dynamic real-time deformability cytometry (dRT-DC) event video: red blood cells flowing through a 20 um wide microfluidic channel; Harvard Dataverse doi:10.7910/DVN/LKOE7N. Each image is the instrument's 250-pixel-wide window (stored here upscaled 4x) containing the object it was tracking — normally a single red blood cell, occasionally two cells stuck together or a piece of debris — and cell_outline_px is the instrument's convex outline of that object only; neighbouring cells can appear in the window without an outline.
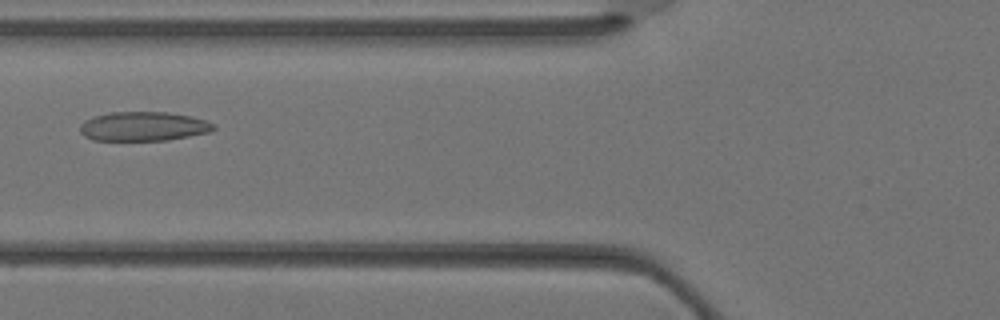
{"species": "Egyptian fruit bat (a non-hibernating species)", "species_latin": "Rousettus aegyptiacus", "temperature_condition": "warm", "stored_images_in_passage": 30, "camera_frame_rate_fps": 3000, "um_per_image_px": 0.085, "animal": {"sex": "female"}, "frame": {"image": 1, "passage_image": 8, "time_ms": 2.333, "image_size_px": [1000, 320], "cell_outline_px": [[216, 128], [208, 132], [168, 140], [92, 140], [84, 136], [80, 132], [80, 124], [84, 120], [92, 116], [108, 112], [168, 112], [188, 116], [204, 120], [216, 124]], "centroid_in_image_um": [12.14, 10.73], "position_along_channel_um": 113.7, "area_um2": 22.77}}
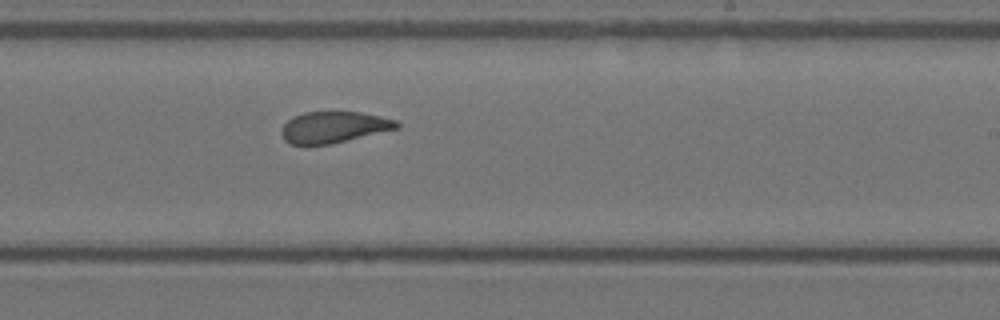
{"frame": {"image": 2, "passage_image": 16, "time_ms": 5.0, "image_size_px": [1000, 320], "cell_outline_px": [[400, 128], [332, 144], [292, 144], [284, 140], [280, 132], [284, 124], [292, 116], [304, 112], [360, 112], [380, 116], [396, 120], [400, 124]], "centroid_in_image_um": [28.38, 10.81], "position_along_channel_um": 260.6, "area_um2": 21.1}}
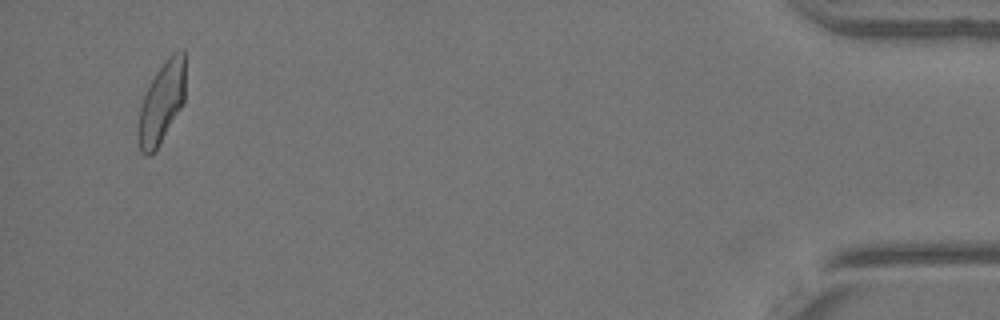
{"frame": {"image": 3, "passage_image": 29, "time_ms": 9.333, "image_size_px": [1000, 320], "cell_outline_px": [[184, 100], [180, 108], [156, 152], [148, 156], [144, 156], [140, 152], [136, 136], [136, 132], [140, 104], [156, 72], [164, 60], [172, 52], [184, 52]], "centroid_in_image_um": [13.68, 8.82], "position_along_channel_um": 421.5, "area_um2": 22.43}}